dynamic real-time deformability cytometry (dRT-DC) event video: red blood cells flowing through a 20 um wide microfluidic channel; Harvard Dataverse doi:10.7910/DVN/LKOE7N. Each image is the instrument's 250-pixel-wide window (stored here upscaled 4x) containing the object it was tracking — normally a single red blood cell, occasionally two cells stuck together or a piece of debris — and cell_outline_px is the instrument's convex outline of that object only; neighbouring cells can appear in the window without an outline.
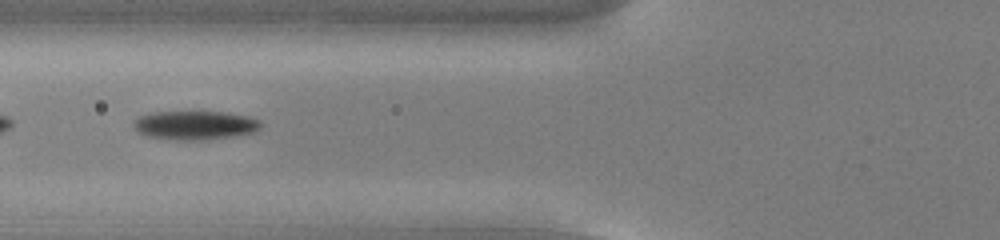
{"species": "common noctule bat (a hibernating species)", "species_latin": "Nyctalus noctula", "temperature_condition": "cold", "stored_images_in_passage": 54, "camera_frame_rate_fps": 3000, "um_per_image_px": 0.085, "animal": {"sex": "male", "body_mass_g": 13.0, "forearm_length_mm": 53.1}, "frame": {"image": 1, "passage_image": 21, "time_ms": 6.667, "image_size_px": [1000, 240], "cell_outline_px": [[260, 128], [256, 132], [236, 136], [208, 140], [176, 140], [148, 136], [136, 132], [132, 124], [140, 116], [156, 112], [224, 112], [248, 116], [260, 120]], "centroid_in_image_um": [16.6, 10.66], "position_along_channel_um": 109.2, "area_um2": 21.5}}
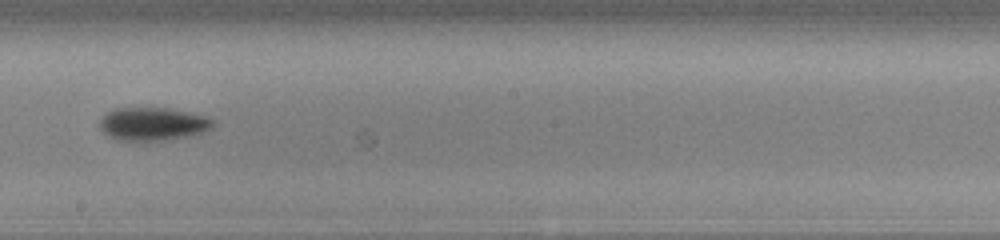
{"frame": {"image": 2, "passage_image": 31, "time_ms": 10.0, "image_size_px": [1000, 240], "cell_outline_px": [[216, 124], [212, 128], [204, 132], [192, 136], [164, 140], [120, 140], [108, 136], [100, 128], [100, 120], [108, 112], [116, 108], [168, 108], [188, 112], [204, 116], [216, 120]], "centroid_in_image_um": [13.05, 10.54], "position_along_channel_um": 235.2, "area_um2": 21.85}}
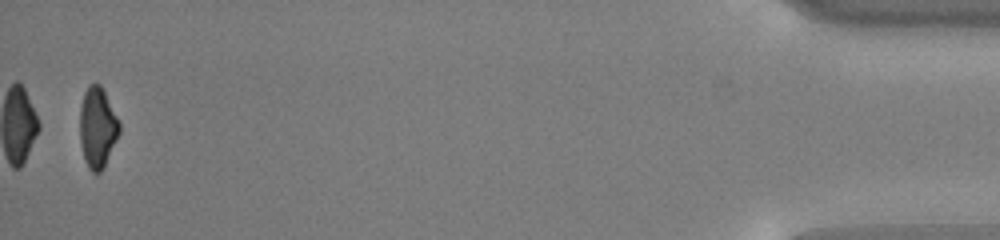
{"frame": {"image": 3, "passage_image": 53, "time_ms": 17.333, "image_size_px": [1000, 240], "cell_outline_px": [[120, 132], [104, 168], [100, 172], [92, 172], [88, 168], [84, 160], [80, 140], [80, 108], [84, 92], [88, 84], [100, 84], [120, 124]], "centroid_in_image_um": [8.27, 10.87], "position_along_channel_um": 426.9, "area_um2": 18.44}, "authors_computed_cell_mechanics": {"area_um2": 21.8484, "velocity_mm_per_s": 3.7757, "shape_relaxation_time_tau1_ms": 2.5016, "shape_relaxation_time_tau2_ms": null, "deformation_change_tau1": 0.1109, "deformation_change_tau2": null}}